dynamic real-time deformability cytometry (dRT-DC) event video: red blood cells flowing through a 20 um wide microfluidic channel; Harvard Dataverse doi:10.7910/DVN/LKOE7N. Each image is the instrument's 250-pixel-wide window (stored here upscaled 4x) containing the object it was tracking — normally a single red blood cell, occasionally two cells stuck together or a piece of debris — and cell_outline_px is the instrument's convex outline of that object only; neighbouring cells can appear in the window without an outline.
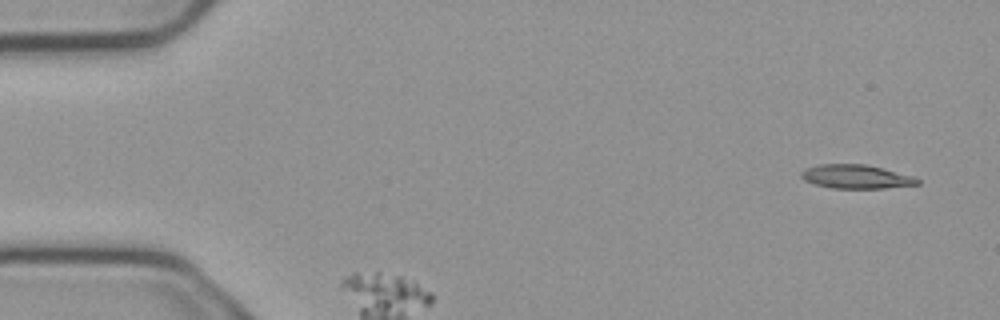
{"species": "common noctule bat (a hibernating species)", "species_latin": "Nyctalus noctula", "temperature_condition": "cold", "stored_images_in_passage": 2, "camera_frame_rate_fps": 3000, "um_per_image_px": 0.085, "animal": {"sex": "male", "body_mass_g": 23.1, "forearm_length_mm": 52.7}, "frame": {"image": 1, "passage_image": 1, "time_ms": 0.0, "image_size_px": [1000, 320], "cell_outline_px": [[920, 184], [884, 188], [832, 188], [812, 184], [804, 180], [800, 176], [800, 172], [808, 168], [820, 164], [864, 164], [884, 168], [916, 176], [920, 180]], "centroid_in_image_um": [72.8, 15.01], "position_along_channel_um": 12.2, "area_um2": 16.3}}
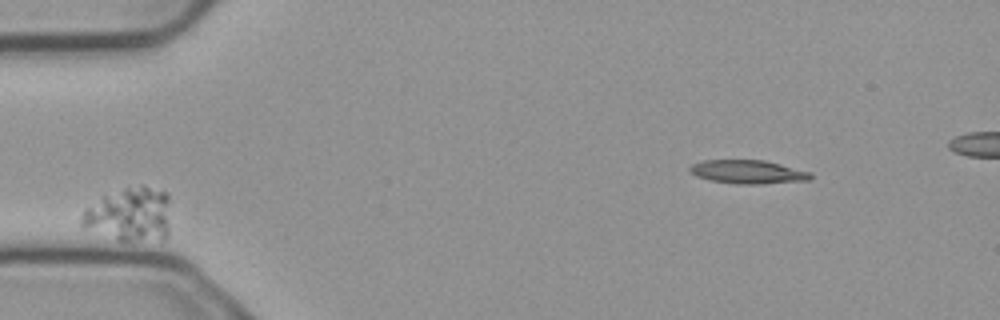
{"frame": {"image": 2, "passage_image": 2, "time_ms": 0.333, "image_size_px": [1000, 320], "cell_outline_px": [[168, 232], [164, 240], [120, 240], [80, 228], [80, 216], [84, 208], [104, 196], [124, 188], [140, 184], [168, 192]], "centroid_in_image_um": [10.99, 18.23], "position_along_channel_um": 74.0, "area_um2": 28.15}}